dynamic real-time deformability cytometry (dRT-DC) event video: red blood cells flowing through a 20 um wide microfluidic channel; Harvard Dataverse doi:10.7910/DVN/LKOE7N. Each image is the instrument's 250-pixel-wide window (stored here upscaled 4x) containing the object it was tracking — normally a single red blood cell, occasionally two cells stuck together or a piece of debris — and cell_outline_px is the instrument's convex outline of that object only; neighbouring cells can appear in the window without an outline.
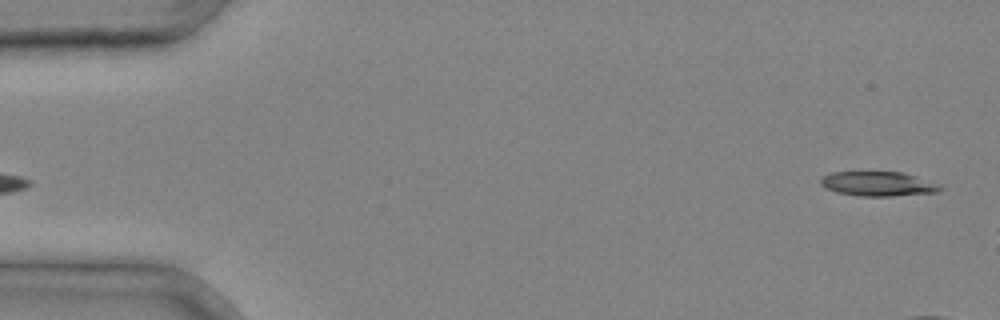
{"species": "common noctule bat (a hibernating species)", "species_latin": "Nyctalus noctula", "temperature_condition": "cold", "stored_images_in_passage": 7, "camera_frame_rate_fps": 3000, "um_per_image_px": 0.085, "animal": {"sex": "male", "body_mass_g": 20.4}, "frame": {"image": 1, "passage_image": 2, "time_ms": 0.333, "image_size_px": [1000, 320], "cell_outline_px": [[944, 188], [940, 192], [892, 196], [860, 196], [836, 192], [824, 188], [820, 184], [820, 180], [824, 176], [832, 172], [900, 172], [940, 184]], "centroid_in_image_um": [74.64, 15.64], "position_along_channel_um": 10.4, "area_um2": 17.05}}